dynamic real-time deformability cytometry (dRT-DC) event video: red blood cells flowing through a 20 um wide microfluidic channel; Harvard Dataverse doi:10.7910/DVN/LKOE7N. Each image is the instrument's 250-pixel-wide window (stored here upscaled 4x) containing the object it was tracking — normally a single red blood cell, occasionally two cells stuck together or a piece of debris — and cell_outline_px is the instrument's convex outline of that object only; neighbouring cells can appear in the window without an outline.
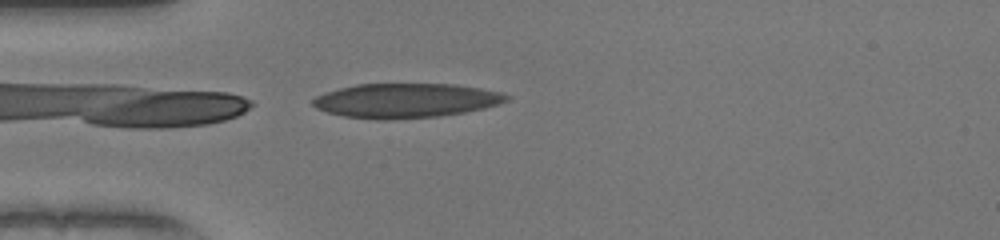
{"species": "human", "species_latin": "Homo sapiens", "temperature_condition": "warm", "stored_images_in_passage": 37, "camera_frame_rate_fps": 3000, "um_per_image_px": 0.085, "donor": {"sex": "female"}, "frame": {"image": 1, "passage_image": 1, "time_ms": 0.0, "image_size_px": [1000, 240], "cell_outline_px": [[512, 96], [508, 100], [500, 104], [484, 108], [464, 112], [440, 116], [384, 120], [376, 120], [344, 116], [328, 112], [316, 108], [312, 104], [312, 100], [316, 96], [324, 92], [356, 84], [452, 84], [480, 88], [500, 92]], "centroid_in_image_um": [34.49, 8.55], "position_along_channel_um": 50.5, "area_um2": 38.96}}
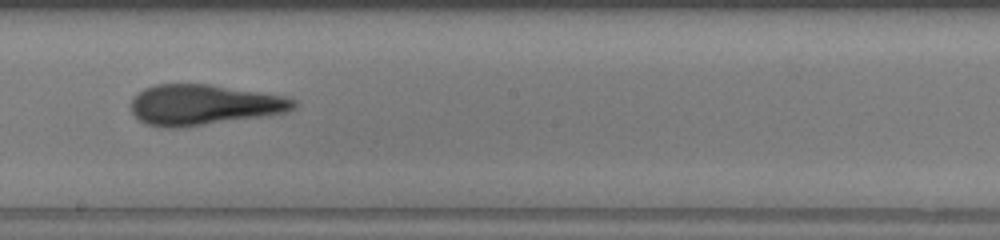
{"frame": {"image": 2, "passage_image": 15, "time_ms": 4.667, "image_size_px": [1000, 240], "cell_outline_px": [[296, 108], [288, 112], [268, 116], [180, 128], [168, 128], [144, 124], [132, 112], [132, 100], [144, 88], [156, 84], [212, 84], [284, 96], [296, 100]], "centroid_in_image_um": [17.37, 8.92], "position_along_channel_um": 230.8, "area_um2": 38.67}}
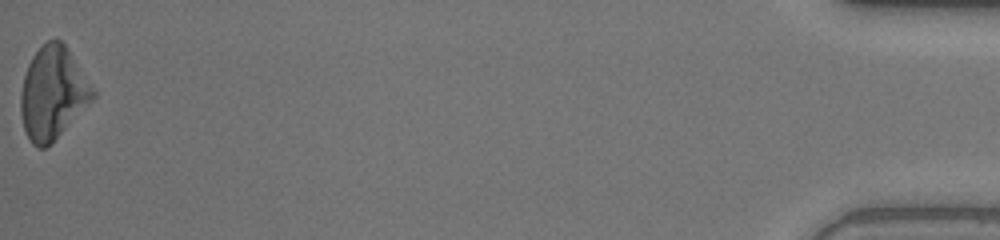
{"frame": {"image": 3, "passage_image": 37, "time_ms": 12.0, "image_size_px": [1000, 240], "cell_outline_px": [[96, 96], [52, 144], [44, 148], [36, 148], [32, 144], [24, 128], [20, 112], [20, 92], [24, 76], [28, 64], [32, 56], [48, 40], [60, 40], [64, 44], [96, 92]], "centroid_in_image_um": [4.47, 7.96], "position_along_channel_um": 430.7, "area_um2": 38.55}, "authors_computed_cell_mechanics": {"area_um2": 38.5526, "velocity_mm_per_s": 4.1348, "shape_relaxation_time_tau1_ms": null, "shape_relaxation_time_tau2_ms": 2.5676, "deformation_change_tau1": null, "deformation_change_tau2": 0.1127}}